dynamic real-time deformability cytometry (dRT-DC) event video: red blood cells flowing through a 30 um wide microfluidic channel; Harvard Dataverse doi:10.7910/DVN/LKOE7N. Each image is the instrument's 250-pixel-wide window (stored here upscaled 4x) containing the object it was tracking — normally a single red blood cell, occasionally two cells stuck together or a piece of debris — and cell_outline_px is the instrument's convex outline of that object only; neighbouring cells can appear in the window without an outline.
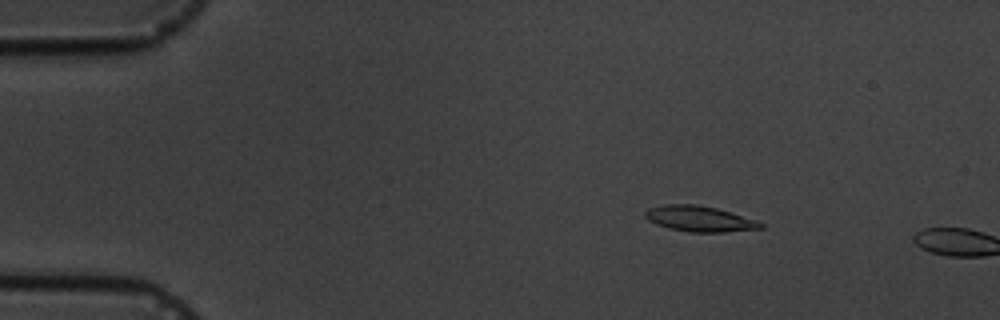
{"species": "common noctule bat (a hibernating species)", "species_latin": "Nyctalus noctula", "temperature_condition": "cold", "stored_images_in_passage": 4, "camera_frame_rate_fps": 3000, "um_per_image_px": 0.085, "animal": {"sex": "male", "body_mass_g": 19.5, "forearm_length_mm": 54.6}, "frame": {"image": 1, "passage_image": 3, "time_ms": 2.0, "image_size_px": [1000, 320], "cell_outline_px": [[764, 228], [724, 232], [688, 232], [656, 224], [648, 220], [644, 216], [644, 212], [648, 208], [664, 204], [696, 204], [716, 208], [756, 220], [764, 224]], "centroid_in_image_um": [59.44, 18.59], "position_along_channel_um": 25.6, "area_um2": 17.17}}